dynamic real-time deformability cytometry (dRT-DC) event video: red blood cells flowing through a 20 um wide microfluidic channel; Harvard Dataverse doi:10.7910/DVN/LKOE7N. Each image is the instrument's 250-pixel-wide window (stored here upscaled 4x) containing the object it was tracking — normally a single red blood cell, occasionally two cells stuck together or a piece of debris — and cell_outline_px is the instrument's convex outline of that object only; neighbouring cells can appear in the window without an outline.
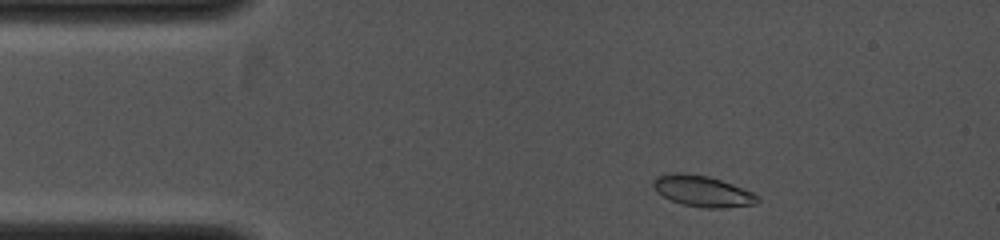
{"species": "common noctule bat (a hibernating species)", "species_latin": "Nyctalus noctula", "temperature_condition": "cold", "stored_images_in_passage": 3, "camera_frame_rate_fps": 4000, "um_per_image_px": 0.085, "animal": {"sex": "female", "body_mass_g": 19.0, "forearm_length_mm": 53.3}, "frame": {"image": 1, "passage_image": 1, "time_ms": 0.0, "image_size_px": [1000, 240], "cell_outline_px": [[760, 200], [756, 204], [724, 208], [704, 208], [680, 204], [656, 192], [652, 184], [652, 180], [656, 176], [668, 172], [688, 172], [708, 176], [732, 184], [752, 192], [760, 196]], "centroid_in_image_um": [59.68, 16.23], "position_along_channel_um": 25.3, "area_um2": 19.19}}